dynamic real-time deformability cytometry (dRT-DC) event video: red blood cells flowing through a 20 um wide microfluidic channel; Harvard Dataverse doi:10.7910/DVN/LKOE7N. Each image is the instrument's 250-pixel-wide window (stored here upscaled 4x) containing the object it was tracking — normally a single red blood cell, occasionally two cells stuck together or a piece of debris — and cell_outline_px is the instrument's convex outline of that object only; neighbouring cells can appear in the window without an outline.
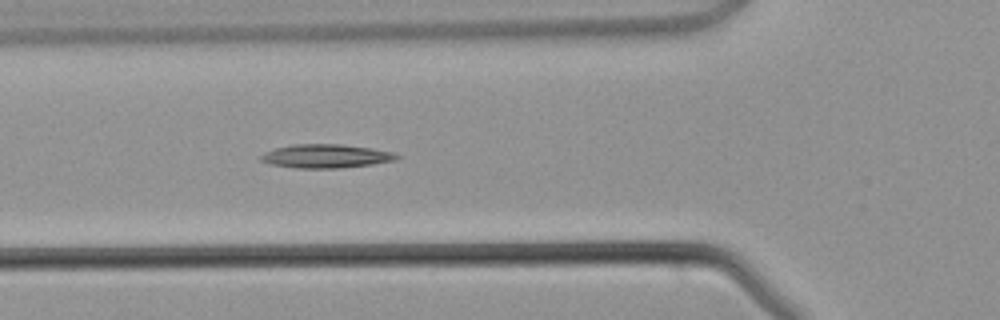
{"species": "common noctule bat (a hibernating species)", "species_latin": "Nyctalus noctula", "temperature_condition": "warm", "stored_images_in_passage": 36, "camera_frame_rate_fps": 3000, "um_per_image_px": 0.085, "animal": {"sex": "male", "body_mass_g": 21.5, "forearm_length_mm": 52.0}, "frame": {"image": 1, "passage_image": 6, "time_ms": 1.667, "image_size_px": [1000, 320], "cell_outline_px": [[400, 156], [396, 160], [372, 164], [340, 168], [296, 168], [272, 164], [260, 160], [260, 156], [264, 152], [276, 148], [292, 144], [340, 144], [368, 148], [392, 152]], "centroid_in_image_um": [27.68, 13.27], "position_along_channel_um": 98.1, "area_um2": 18.55}}
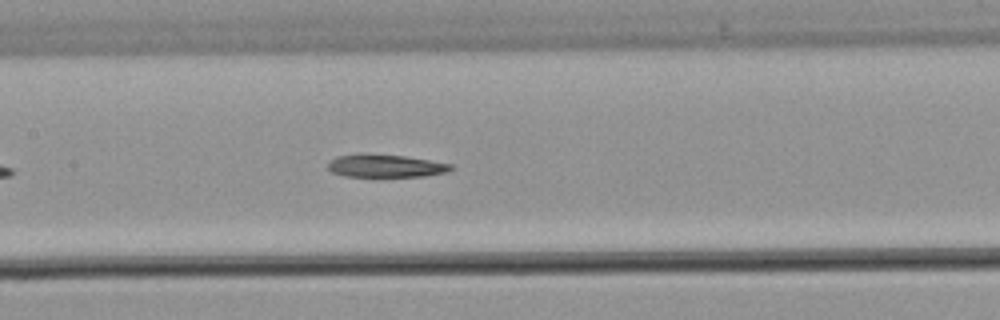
{"frame": {"image": 2, "passage_image": 11, "time_ms": 3.333, "image_size_px": [1000, 320], "cell_outline_px": [[452, 168], [448, 172], [424, 176], [344, 176], [332, 172], [328, 168], [328, 164], [336, 156], [360, 152], [404, 156], [452, 164]], "centroid_in_image_um": [32.73, 14.08], "position_along_channel_um": 174.7, "area_um2": 16.42}}
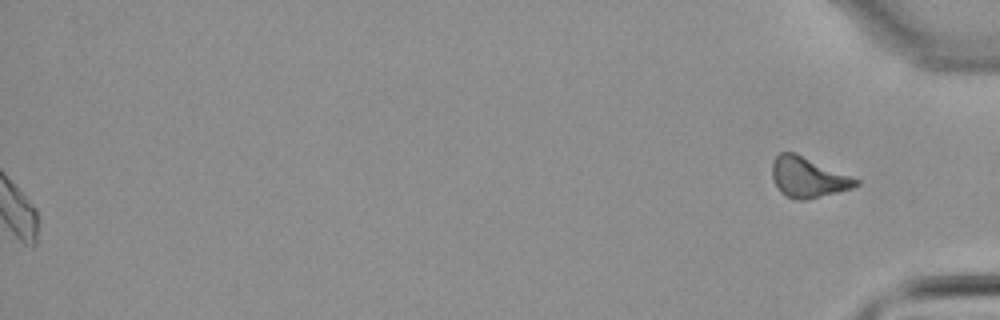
{"frame": {"image": 3, "passage_image": 36, "time_ms": 11.667, "image_size_px": [1000, 320], "cell_outline_px": [[860, 184], [852, 188], [804, 200], [796, 200], [784, 196], [780, 192], [772, 176], [772, 164], [776, 156], [780, 152], [796, 152], [860, 180]], "centroid_in_image_um": [68.66, 15.06], "position_along_channel_um": 366.5, "area_um2": 19.59}}